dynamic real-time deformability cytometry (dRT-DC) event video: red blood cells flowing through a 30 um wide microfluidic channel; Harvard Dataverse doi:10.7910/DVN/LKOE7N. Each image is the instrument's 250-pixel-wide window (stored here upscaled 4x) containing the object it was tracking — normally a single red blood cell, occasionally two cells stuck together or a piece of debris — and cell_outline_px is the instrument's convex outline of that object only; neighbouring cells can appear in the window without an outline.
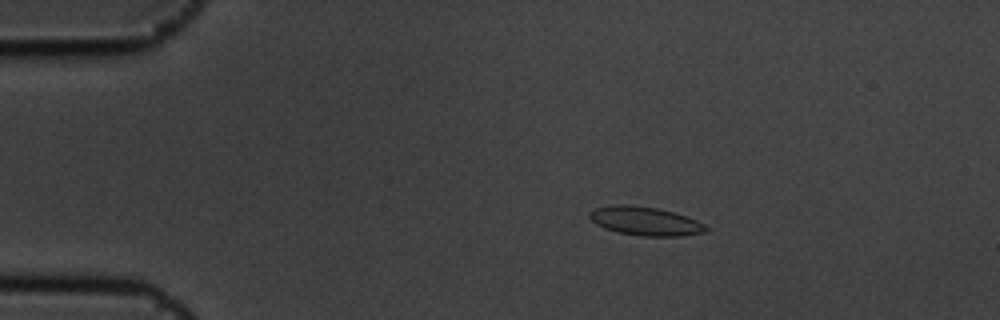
{"species": "common noctule bat (a hibernating species)", "species_latin": "Nyctalus noctula", "temperature_condition": "cold", "stored_images_in_passage": 8, "camera_frame_rate_fps": 3000, "um_per_image_px": 0.085, "animal": {"sex": "male", "body_mass_g": 19.5, "forearm_length_mm": 54.6}, "frame": {"image": 1, "passage_image": 4, "time_ms": 1.0, "image_size_px": [1000, 320], "cell_outline_px": [[708, 232], [680, 236], [640, 236], [620, 232], [604, 228], [596, 224], [588, 216], [588, 212], [596, 208], [612, 204], [628, 204], [656, 208], [672, 212], [696, 220], [704, 224], [708, 228]], "centroid_in_image_um": [54.82, 18.79], "position_along_channel_um": 30.2, "area_um2": 19.42}}
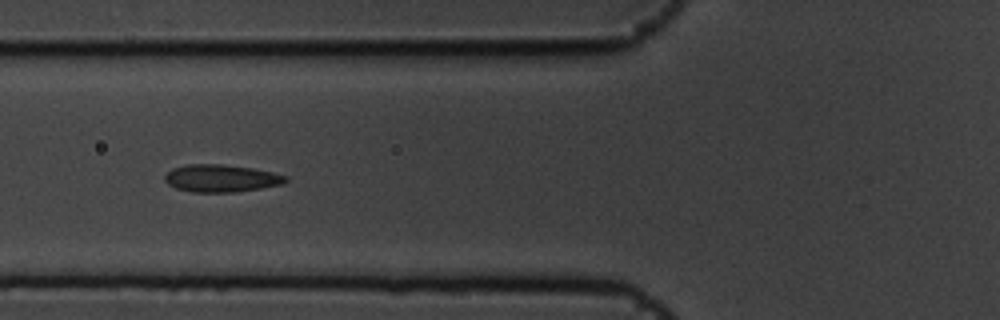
{"frame": {"image": 2, "passage_image": 7, "time_ms": 2.0, "image_size_px": [1000, 320], "cell_outline_px": [[288, 180], [284, 184], [236, 192], [192, 192], [176, 188], [168, 184], [164, 180], [164, 176], [172, 168], [188, 164], [220, 164], [252, 168], [272, 172], [288, 176]], "centroid_in_image_um": [18.8, 15.15], "position_along_channel_um": 107.0, "area_um2": 19.36}}
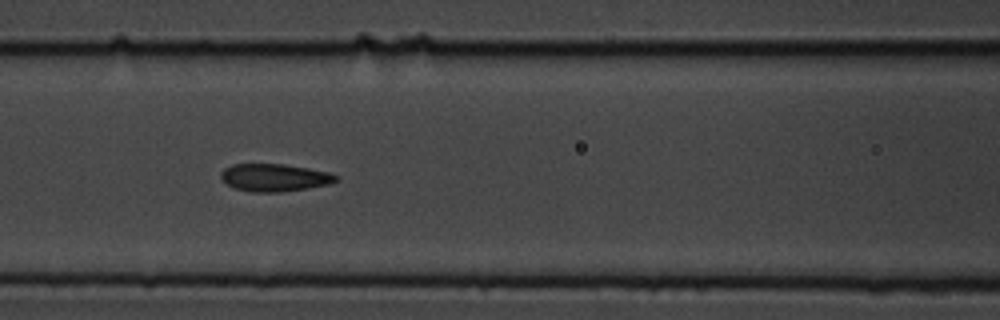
{"frame": {"image": 3, "passage_image": 8, "time_ms": 2.333, "image_size_px": [1000, 320], "cell_outline_px": [[340, 180], [332, 184], [308, 188], [280, 192], [252, 192], [236, 188], [228, 184], [220, 176], [220, 172], [224, 168], [232, 164], [284, 164], [308, 168], [328, 172], [340, 176]], "centroid_in_image_um": [23.39, 15.09], "position_along_channel_um": 143.2, "area_um2": 18.61}}